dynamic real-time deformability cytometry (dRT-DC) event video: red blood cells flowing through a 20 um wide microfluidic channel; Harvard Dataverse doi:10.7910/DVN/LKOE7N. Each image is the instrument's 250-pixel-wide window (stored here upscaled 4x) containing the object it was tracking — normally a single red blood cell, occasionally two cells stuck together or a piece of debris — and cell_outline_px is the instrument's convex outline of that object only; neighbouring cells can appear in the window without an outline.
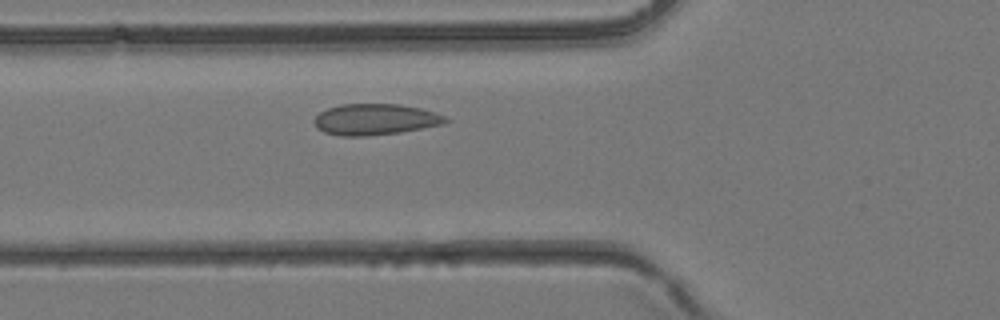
{"species": "common noctule bat (a hibernating species)", "species_latin": "Nyctalus noctula", "temperature_condition": "room temperature", "stored_images_in_passage": 29, "camera_frame_rate_fps": 3000, "um_per_image_px": 0.085, "animal": {"sex": "female", "body_mass_g": 24.6, "forearm_length_mm": 56.2}, "frame": {"image": 1, "passage_image": 6, "time_ms": 1.667, "image_size_px": [1000, 320], "cell_outline_px": [[452, 120], [444, 124], [400, 132], [364, 136], [340, 136], [324, 132], [316, 128], [312, 120], [320, 112], [328, 108], [340, 104], [400, 104], [420, 108], [444, 116]], "centroid_in_image_um": [31.86, 10.15], "position_along_channel_um": 93.9, "area_um2": 23.87}}
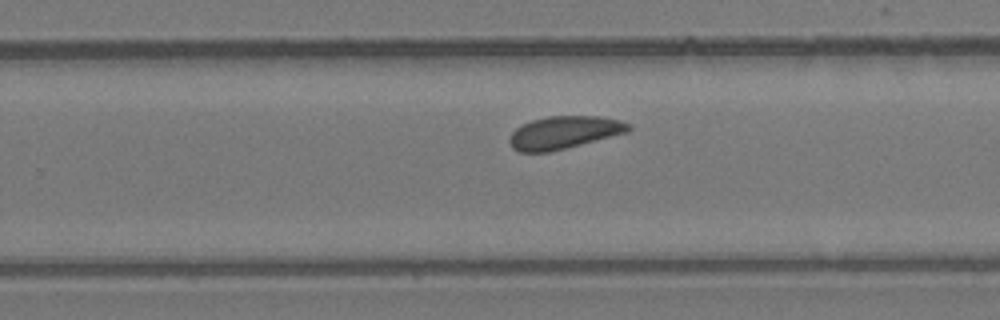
{"frame": {"image": 2, "passage_image": 17, "time_ms": 5.333, "image_size_px": [1000, 320], "cell_outline_px": [[632, 128], [628, 132], [548, 152], [520, 152], [512, 148], [508, 140], [512, 132], [516, 128], [532, 120], [548, 116], [600, 116], [620, 120], [628, 124]], "centroid_in_image_um": [47.92, 11.25], "position_along_channel_um": 281.9, "area_um2": 22.43}}
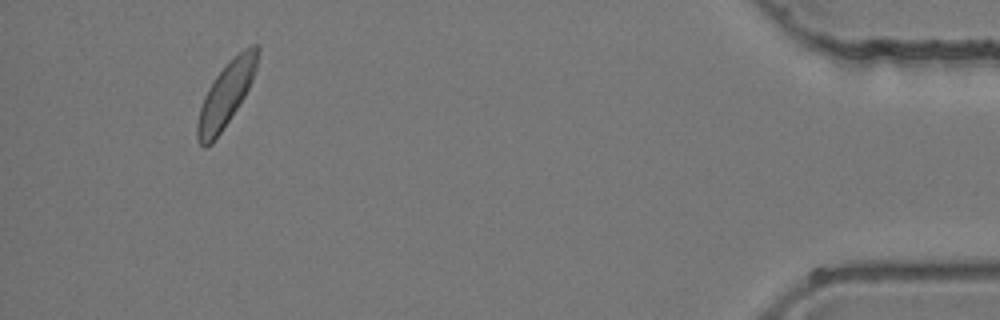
{"frame": {"image": 3, "passage_image": 29, "time_ms": 9.333, "image_size_px": [1000, 320], "cell_outline_px": [[260, 48], [256, 68], [252, 80], [244, 96], [212, 144], [204, 148], [200, 144], [196, 136], [196, 124], [200, 108], [204, 96], [208, 88], [216, 76], [244, 48], [252, 44], [256, 44]], "centroid_in_image_um": [19.19, 8.05], "position_along_channel_um": 416.0, "area_um2": 21.85}}